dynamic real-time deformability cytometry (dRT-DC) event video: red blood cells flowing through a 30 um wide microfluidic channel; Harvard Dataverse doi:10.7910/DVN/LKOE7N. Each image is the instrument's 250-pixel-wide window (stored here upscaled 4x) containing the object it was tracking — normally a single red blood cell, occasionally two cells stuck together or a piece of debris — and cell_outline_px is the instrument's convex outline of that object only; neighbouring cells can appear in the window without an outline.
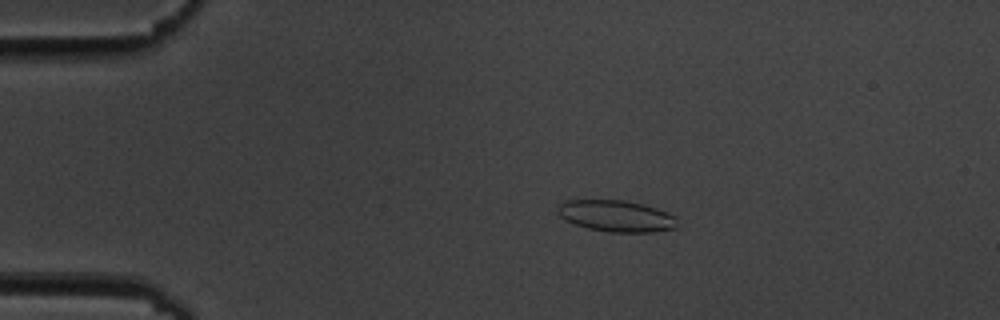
{"species": "common noctule bat (a hibernating species)", "species_latin": "Nyctalus noctula", "temperature_condition": "cold", "stored_images_in_passage": 57, "camera_frame_rate_fps": 3000, "um_per_image_px": 0.085, "animal": {"sex": "male", "body_mass_g": 19.5, "forearm_length_mm": 54.6}, "frame": {"image": 1, "passage_image": 12, "time_ms": 3.667, "image_size_px": [1000, 320], "cell_outline_px": [[676, 228], [656, 232], [608, 232], [588, 228], [564, 220], [556, 212], [556, 208], [564, 200], [624, 200], [656, 208], [668, 212], [676, 216]], "centroid_in_image_um": [52.37, 18.36], "position_along_channel_um": 32.6, "area_um2": 22.02}}
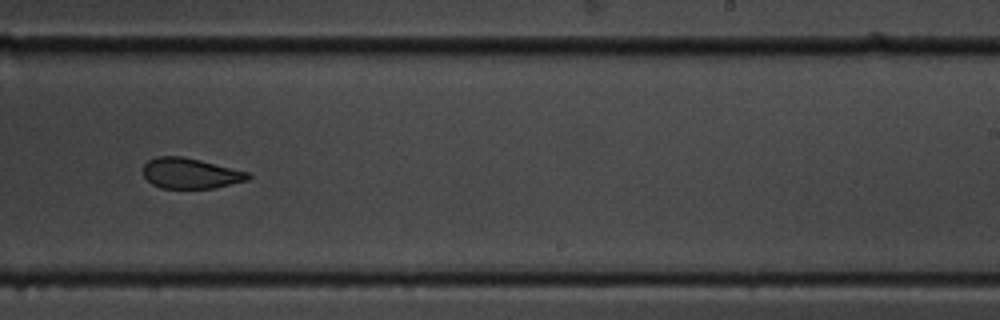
{"frame": {"image": 2, "passage_image": 36, "time_ms": 11.667, "image_size_px": [1000, 320], "cell_outline_px": [[252, 176], [248, 180], [216, 188], [160, 188], [152, 184], [144, 176], [144, 164], [148, 160], [156, 156], [184, 156], [248, 172]], "centroid_in_image_um": [16.19, 14.73], "position_along_channel_um": 272.8, "area_um2": 18.67}}
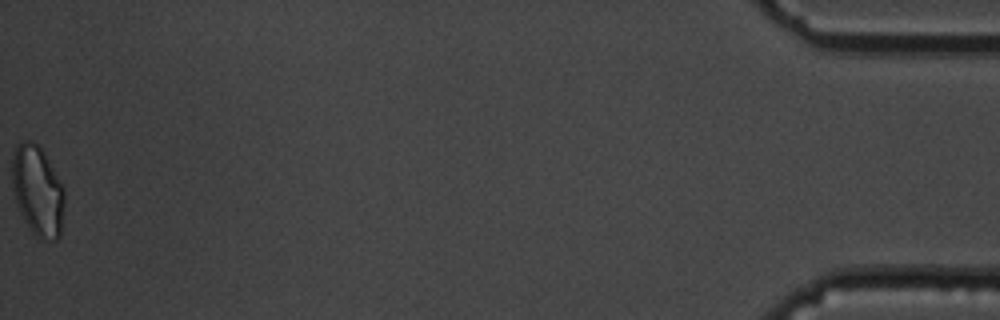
{"frame": {"image": 3, "passage_image": 57, "time_ms": 18.667, "image_size_px": [1000, 320], "cell_outline_px": [[64, 204], [60, 236], [56, 240], [40, 240], [32, 232], [24, 220], [20, 212], [16, 200], [12, 184], [12, 156], [16, 144], [24, 140], [32, 140], [40, 148], [64, 188]], "centroid_in_image_um": [3.19, 16.24], "position_along_channel_um": 432.0, "area_um2": 27.34}, "authors_computed_cell_mechanics": {"area_um2": 21.4438, "velocity_mm_per_s": 3.6172, "shape_relaxation_time_tau1_ms": 3.6691, "shape_relaxation_time_tau2_ms": 3.2266, "deformation_change_tau1": 0.097, "deformation_change_tau2": 0.0851}}